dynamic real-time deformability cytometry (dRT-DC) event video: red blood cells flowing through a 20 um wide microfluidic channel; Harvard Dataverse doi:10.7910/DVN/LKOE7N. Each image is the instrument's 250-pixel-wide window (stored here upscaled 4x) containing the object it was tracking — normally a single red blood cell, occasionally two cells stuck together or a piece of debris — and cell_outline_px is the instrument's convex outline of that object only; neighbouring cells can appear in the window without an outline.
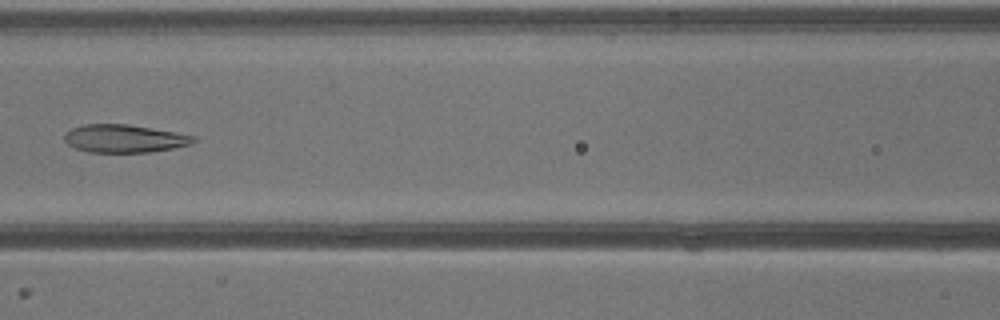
{"species": "common noctule bat (a hibernating species)", "species_latin": "Nyctalus noctula", "temperature_condition": "warm", "stored_images_in_passage": 39, "camera_frame_rate_fps": 3000, "um_per_image_px": 0.085, "animal": {"sex": "male", "body_mass_g": 13.3}, "frame": {"image": 1, "passage_image": 18, "time_ms": 5.667, "image_size_px": [1000, 320], "cell_outline_px": [[196, 140], [192, 144], [172, 148], [148, 152], [88, 152], [76, 148], [68, 144], [64, 140], [64, 132], [72, 128], [84, 124], [128, 124], [176, 132], [196, 136]], "centroid_in_image_um": [10.56, 11.77], "position_along_channel_um": 156.0, "area_um2": 21.04}}
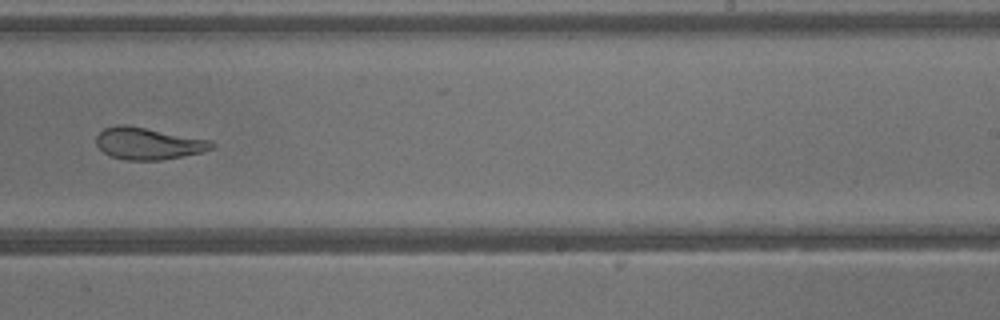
{"frame": {"image": 2, "passage_image": 25, "time_ms": 8.0, "image_size_px": [1000, 320], "cell_outline_px": [[216, 144], [212, 148], [200, 152], [160, 160], [124, 160], [112, 156], [104, 152], [96, 144], [96, 136], [104, 128], [116, 124], [124, 124], [212, 140]], "centroid_in_image_um": [12.58, 12.18], "position_along_channel_um": 276.4, "area_um2": 21.33}}
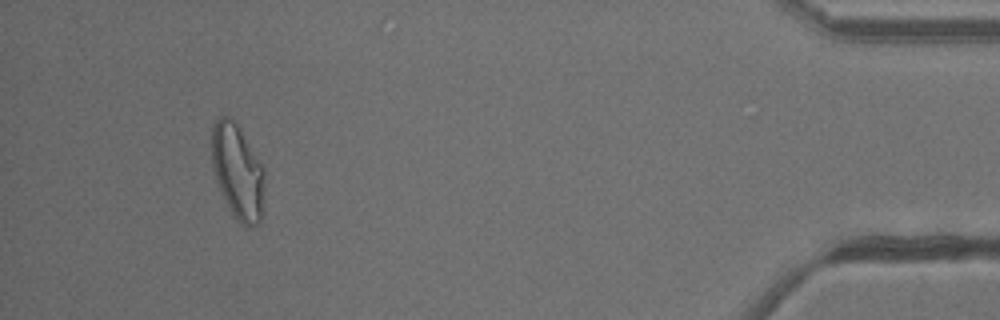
{"frame": {"image": 3, "passage_image": 37, "time_ms": 12.0, "image_size_px": [1000, 320], "cell_outline_px": [[264, 188], [260, 224], [252, 228], [248, 228], [240, 224], [232, 216], [216, 180], [212, 168], [212, 124], [220, 116], [232, 116], [236, 120], [264, 168]], "centroid_in_image_um": [20.2, 14.59], "position_along_channel_um": 415.0, "area_um2": 29.77}}